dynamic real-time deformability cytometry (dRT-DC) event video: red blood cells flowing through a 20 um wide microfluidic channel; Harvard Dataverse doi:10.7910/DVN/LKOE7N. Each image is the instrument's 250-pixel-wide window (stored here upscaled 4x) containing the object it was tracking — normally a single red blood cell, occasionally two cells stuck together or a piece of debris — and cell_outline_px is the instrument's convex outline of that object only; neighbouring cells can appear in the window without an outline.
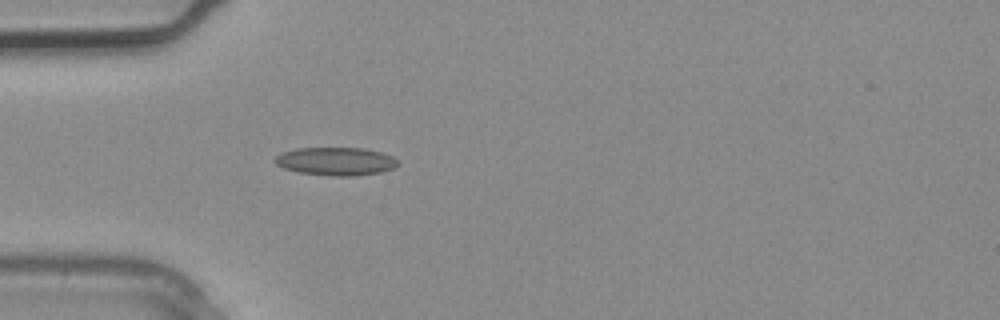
{"species": "common noctule bat (a hibernating species)", "species_latin": "Nyctalus noctula", "temperature_condition": "warm", "stored_images_in_passage": 3, "camera_frame_rate_fps": 3000, "um_per_image_px": 0.085, "animal": {"sex": "male", "body_mass_g": 20.4}, "frame": {"image": 1, "passage_image": 3, "time_ms": 0.667, "image_size_px": [1000, 320], "cell_outline_px": [[400, 164], [396, 168], [380, 172], [356, 176], [332, 176], [300, 172], [284, 168], [276, 164], [272, 160], [280, 152], [296, 148], [364, 148], [384, 152], [392, 156]], "centroid_in_image_um": [28.56, 13.7], "position_along_channel_um": 56.4, "area_um2": 20.4}}